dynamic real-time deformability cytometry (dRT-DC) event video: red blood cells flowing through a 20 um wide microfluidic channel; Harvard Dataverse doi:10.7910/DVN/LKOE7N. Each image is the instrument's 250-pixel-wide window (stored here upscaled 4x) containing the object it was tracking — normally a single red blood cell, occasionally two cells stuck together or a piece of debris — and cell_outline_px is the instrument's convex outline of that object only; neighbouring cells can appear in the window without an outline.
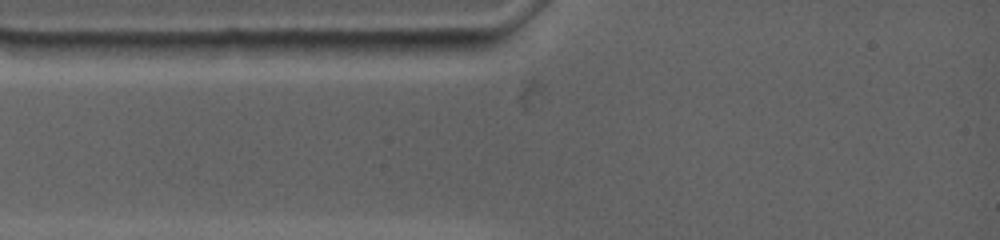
{"species": "common noctule bat (a hibernating species)", "species_latin": "Nyctalus noctula", "temperature_condition": "warm", "stored_images_in_passage": 2, "camera_frame_rate_fps": 4500, "um_per_image_px": 0.085, "animal": {"sex": "female", "body_mass_g": 19.0, "forearm_length_mm": 53.3}, "frame": {"image": 1, "passage_image": 1, "time_ms": 0.0, "image_size_px": [1000, 240], "cell_outline_px": [[488, 48], [472, 56], [392, 56], [384, 40], [484, 40]], "centroid_in_image_um": [37.02, 4.06], "position_along_channel_um": 48.0, "area_um2": 10.98}}